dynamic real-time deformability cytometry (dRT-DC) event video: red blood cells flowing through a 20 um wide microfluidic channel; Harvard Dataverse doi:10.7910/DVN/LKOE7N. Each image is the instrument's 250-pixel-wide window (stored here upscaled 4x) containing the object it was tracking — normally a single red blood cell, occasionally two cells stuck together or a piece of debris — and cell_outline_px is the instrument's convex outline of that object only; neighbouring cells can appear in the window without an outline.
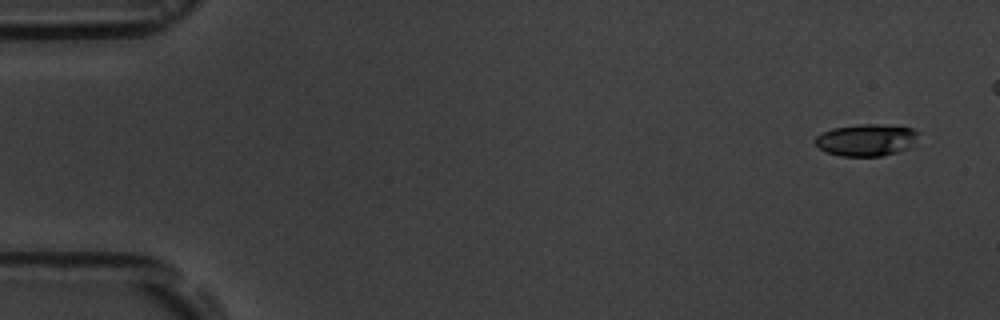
{"species": "common noctule bat (a hibernating species)", "species_latin": "Nyctalus noctula", "temperature_condition": "room temperature", "stored_images_in_passage": 4, "camera_frame_rate_fps": 3000, "um_per_image_px": 0.085, "animal": {"sex": "male", "body_mass_g": 19.5, "forearm_length_mm": 54.6}, "frame": {"image": 1, "passage_image": 1, "time_ms": 0.0, "image_size_px": [1000, 320], "cell_outline_px": [[920, 132], [912, 148], [880, 156], [840, 156], [828, 152], [820, 148], [816, 144], [816, 136], [832, 128], [860, 124], [872, 124], [912, 128]], "centroid_in_image_um": [73.68, 11.9], "position_along_channel_um": 11.3, "area_um2": 19.13}}